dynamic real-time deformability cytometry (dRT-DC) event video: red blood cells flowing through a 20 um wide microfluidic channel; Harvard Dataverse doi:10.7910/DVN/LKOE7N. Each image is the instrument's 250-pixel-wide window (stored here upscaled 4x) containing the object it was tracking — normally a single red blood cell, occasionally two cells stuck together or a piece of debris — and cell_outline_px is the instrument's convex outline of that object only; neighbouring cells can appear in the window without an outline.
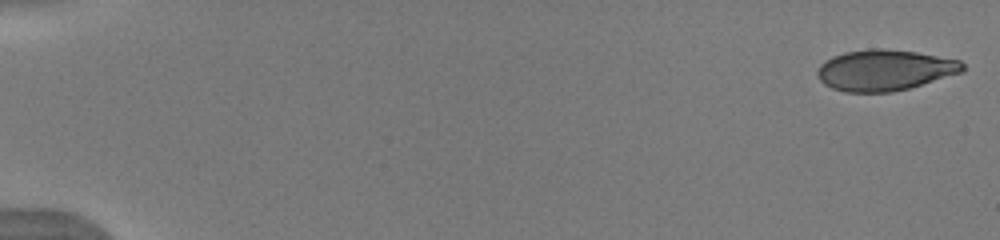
{"species": "human", "species_latin": "Homo sapiens", "temperature_condition": "warm", "stored_images_in_passage": 51, "camera_frame_rate_fps": 3000, "um_per_image_px": 0.085, "donor": {"sex": "male"}, "frame": {"image": 1, "passage_image": 1, "time_ms": 0.0, "image_size_px": [1000, 240], "cell_outline_px": [[964, 72], [908, 88], [892, 92], [844, 92], [832, 88], [824, 84], [820, 80], [816, 72], [820, 64], [824, 60], [832, 56], [844, 52], [868, 48], [884, 48], [916, 52], [960, 60], [964, 64]], "centroid_in_image_um": [75.18, 5.95], "position_along_channel_um": 9.8, "area_um2": 34.85}}
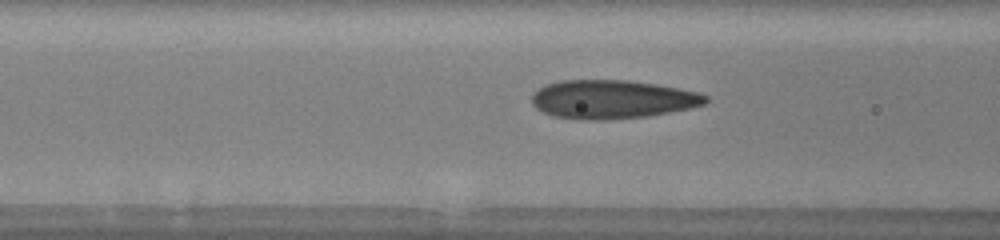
{"frame": {"image": 2, "passage_image": 22, "time_ms": 7.0, "image_size_px": [1000, 240], "cell_outline_px": [[708, 100], [704, 104], [688, 108], [648, 116], [608, 120], [588, 120], [552, 116], [536, 108], [532, 104], [532, 92], [544, 84], [560, 80], [628, 80], [656, 84], [700, 92], [708, 96]], "centroid_in_image_um": [52.0, 8.44], "position_along_channel_um": 114.6, "area_um2": 39.3}}
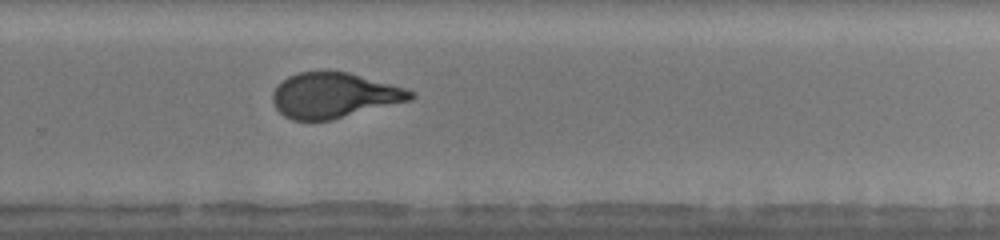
{"frame": {"image": 3, "passage_image": 36, "time_ms": 11.667, "image_size_px": [1000, 240], "cell_outline_px": [[416, 96], [412, 100], [332, 120], [292, 120], [284, 116], [276, 108], [272, 100], [272, 92], [288, 76], [300, 72], [328, 68], [348, 72], [404, 88], [416, 92]], "centroid_in_image_um": [28.4, 8.08], "position_along_channel_um": 301.4, "area_um2": 36.82}, "authors_computed_cell_mechanics": {"area_um2": 36.414, "velocity_mm_per_s": 4.0111, "shape_relaxation_time_tau1_ms": 5.2462, "shape_relaxation_time_tau2_ms": null, "deformation_change_tau1": 0.2214, "deformation_change_tau2": null}}